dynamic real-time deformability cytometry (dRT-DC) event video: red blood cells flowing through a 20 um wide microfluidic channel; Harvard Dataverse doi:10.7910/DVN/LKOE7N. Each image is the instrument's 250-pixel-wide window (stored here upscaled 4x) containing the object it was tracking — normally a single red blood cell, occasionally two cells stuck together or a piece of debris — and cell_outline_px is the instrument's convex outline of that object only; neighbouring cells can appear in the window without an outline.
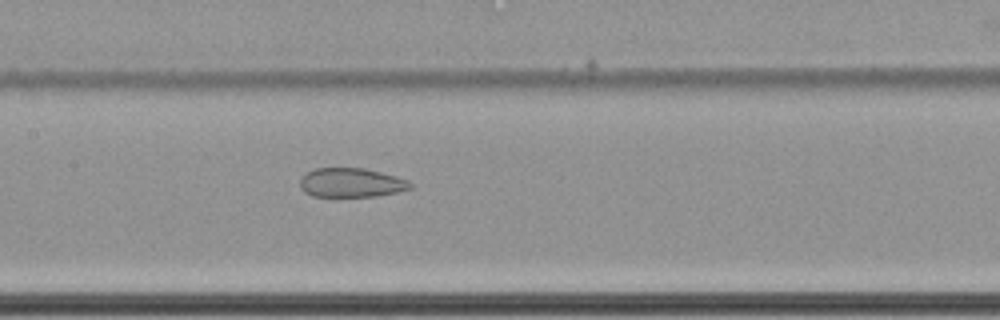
{"species": "common noctule bat (a hibernating species)", "species_latin": "Nyctalus noctula", "temperature_condition": "cold", "stored_images_in_passage": 35, "camera_frame_rate_fps": 3000, "um_per_image_px": 0.085, "animal": {"sex": "female", "body_mass_g": 22.7, "forearm_length_mm": 54.2}, "frame": {"image": 1, "passage_image": 12, "time_ms": 3.667, "image_size_px": [1000, 320], "cell_outline_px": [[412, 188], [396, 192], [376, 196], [312, 196], [304, 192], [300, 188], [300, 180], [308, 172], [316, 168], [364, 168], [396, 176], [408, 180], [412, 184]], "centroid_in_image_um": [29.86, 15.53], "position_along_channel_um": 177.5, "area_um2": 18.61}}
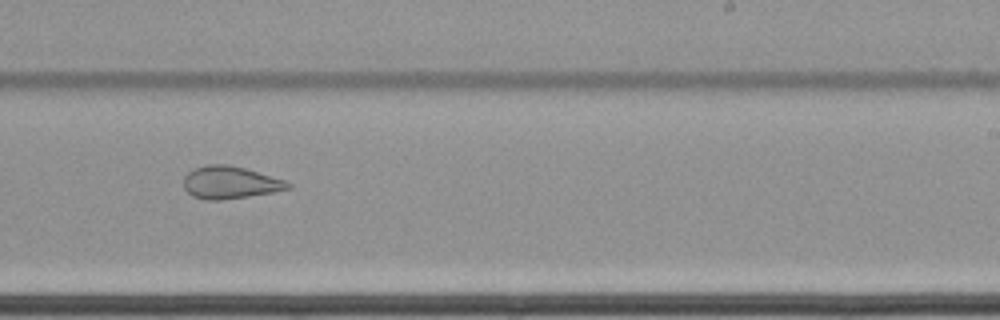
{"frame": {"image": 2, "passage_image": 20, "time_ms": 6.333, "image_size_px": [1000, 320], "cell_outline_px": [[292, 188], [272, 192], [248, 196], [220, 200], [204, 200], [192, 196], [184, 188], [184, 176], [188, 172], [196, 168], [208, 164], [228, 164], [244, 168], [284, 180], [292, 184]], "centroid_in_image_um": [19.54, 15.52], "position_along_channel_um": 269.5, "area_um2": 19.59}}
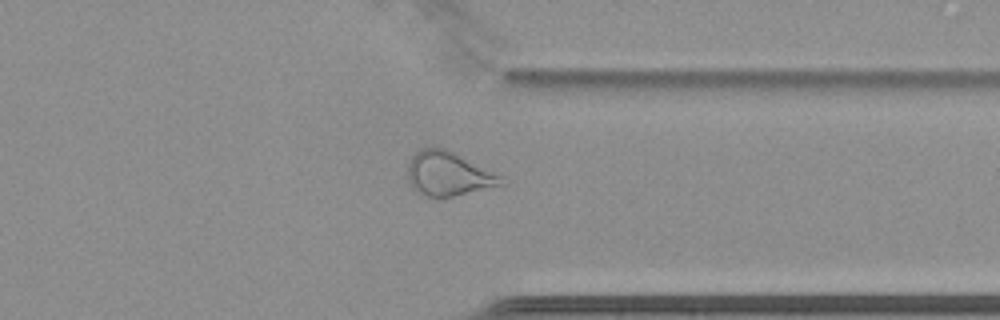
{"frame": {"image": 3, "passage_image": 29, "time_ms": 9.333, "image_size_px": [1000, 320], "cell_outline_px": [[508, 184], [452, 196], [420, 196], [412, 188], [408, 176], [408, 164], [412, 156], [416, 152], [424, 148], [444, 148], [500, 176]], "centroid_in_image_um": [38.08, 14.8], "position_along_channel_um": 373.3, "area_um2": 23.47}}